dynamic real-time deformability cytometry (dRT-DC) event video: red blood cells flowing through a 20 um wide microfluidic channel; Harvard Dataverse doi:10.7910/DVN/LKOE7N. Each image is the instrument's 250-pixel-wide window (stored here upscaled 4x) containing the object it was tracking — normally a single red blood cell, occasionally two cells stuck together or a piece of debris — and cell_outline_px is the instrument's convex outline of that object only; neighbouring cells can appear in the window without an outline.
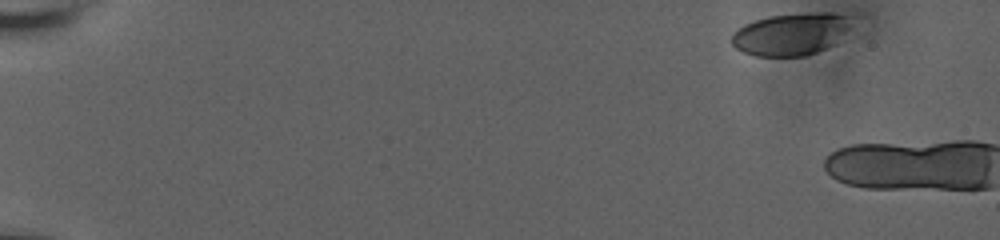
{"species": "human", "species_latin": "Homo sapiens", "temperature_condition": "room temperature", "stored_images_in_passage": 5, "camera_frame_rate_fps": 3000, "um_per_image_px": 0.085, "donor": {"sex": "male"}, "frame": {"image": 1, "passage_image": 1, "time_ms": 0.0, "image_size_px": [1000, 240], "cell_outline_px": [[848, 28], [836, 44], [816, 52], [804, 56], [756, 56], [744, 52], [736, 48], [732, 44], [732, 32], [744, 24], [768, 16], [812, 12], [832, 12], [844, 16]], "centroid_in_image_um": [67.16, 2.91], "position_along_channel_um": 17.8, "area_um2": 29.13}}